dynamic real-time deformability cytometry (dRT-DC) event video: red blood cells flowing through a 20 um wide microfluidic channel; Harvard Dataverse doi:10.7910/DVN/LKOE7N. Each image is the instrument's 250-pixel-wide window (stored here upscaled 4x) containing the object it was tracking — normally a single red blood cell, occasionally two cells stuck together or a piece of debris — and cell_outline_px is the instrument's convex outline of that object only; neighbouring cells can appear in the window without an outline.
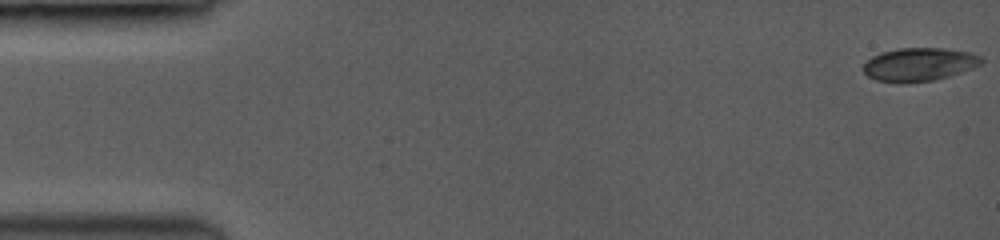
{"species": "common noctule bat (a hibernating species)", "species_latin": "Nyctalus noctula", "temperature_condition": "room temperature", "stored_images_in_passage": 52, "camera_frame_rate_fps": 3500, "um_per_image_px": 0.085, "animal": {"sex": "female", "body_mass_g": 19.0, "forearm_length_mm": 53.3}, "frame": {"image": 1, "passage_image": 1, "time_ms": 0.0, "image_size_px": [1000, 240], "cell_outline_px": [[984, 64], [948, 76], [932, 80], [904, 84], [900, 84], [876, 80], [868, 76], [864, 72], [864, 64], [868, 60], [884, 52], [900, 48], [936, 48], [968, 52], [980, 56], [984, 60]], "centroid_in_image_um": [78.14, 5.5], "position_along_channel_um": 6.9, "area_um2": 22.66}}
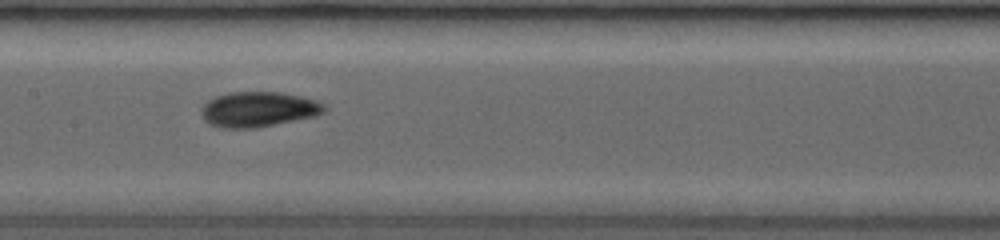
{"frame": {"image": 2, "passage_image": 29, "time_ms": 8.0, "image_size_px": [1000, 240], "cell_outline_px": [[324, 112], [312, 116], [256, 128], [220, 128], [204, 120], [204, 104], [216, 96], [232, 92], [280, 92], [312, 100], [320, 104], [324, 108]], "centroid_in_image_um": [21.91, 9.3], "position_along_channel_um": 185.5, "area_um2": 24.28}}
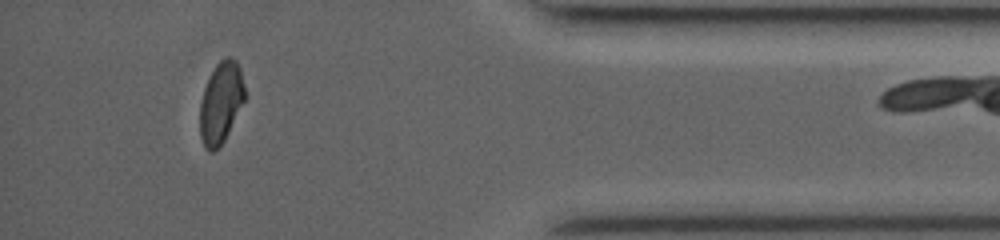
{"frame": {"image": 3, "passage_image": 51, "time_ms": 14.286, "image_size_px": [1000, 240], "cell_outline_px": [[244, 100], [224, 140], [212, 152], [208, 152], [204, 148], [200, 136], [200, 104], [204, 88], [216, 64], [224, 56], [232, 56], [236, 60], [240, 68], [244, 84]], "centroid_in_image_um": [18.76, 8.7], "position_along_channel_um": 416.4, "area_um2": 21.04}}